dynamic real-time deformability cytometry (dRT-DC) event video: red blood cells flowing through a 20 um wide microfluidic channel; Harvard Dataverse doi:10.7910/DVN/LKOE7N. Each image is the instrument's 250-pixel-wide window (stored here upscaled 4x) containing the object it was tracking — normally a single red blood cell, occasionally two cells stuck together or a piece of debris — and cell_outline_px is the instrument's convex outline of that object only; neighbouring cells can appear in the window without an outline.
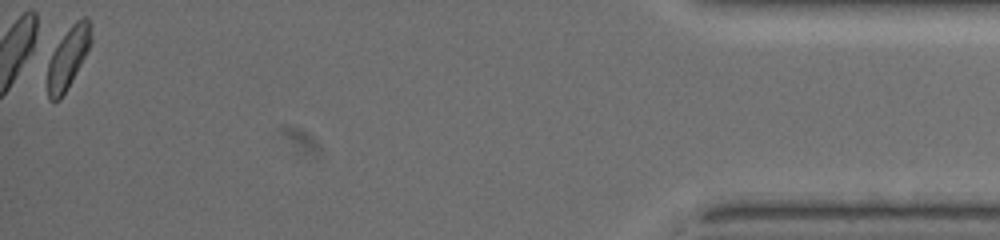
{"species": "common noctule bat (a hibernating species)", "species_latin": "Nyctalus noctula", "temperature_condition": "warm", "stored_images_in_passage": 48, "segment_of_instrument_passage": [2, 2], "camera_frame_rate_fps": 3000, "um_per_image_px": 0.085, "animal": {"sex": "female", "body_mass_g": 19.5, "forearm_length_mm": 54.1}, "frame": {"image": 1, "passage_image": 48, "time_ms": 15.667, "image_size_px": [1000, 240], "cell_outline_px": [[92, 40], [72, 80], [60, 100], [48, 100], [48, 52], [72, 24], [76, 20], [84, 16], [88, 20], [92, 36]], "centroid_in_image_um": [5.74, 4.88], "position_along_channel_um": 429.5, "area_um2": 15.55}}